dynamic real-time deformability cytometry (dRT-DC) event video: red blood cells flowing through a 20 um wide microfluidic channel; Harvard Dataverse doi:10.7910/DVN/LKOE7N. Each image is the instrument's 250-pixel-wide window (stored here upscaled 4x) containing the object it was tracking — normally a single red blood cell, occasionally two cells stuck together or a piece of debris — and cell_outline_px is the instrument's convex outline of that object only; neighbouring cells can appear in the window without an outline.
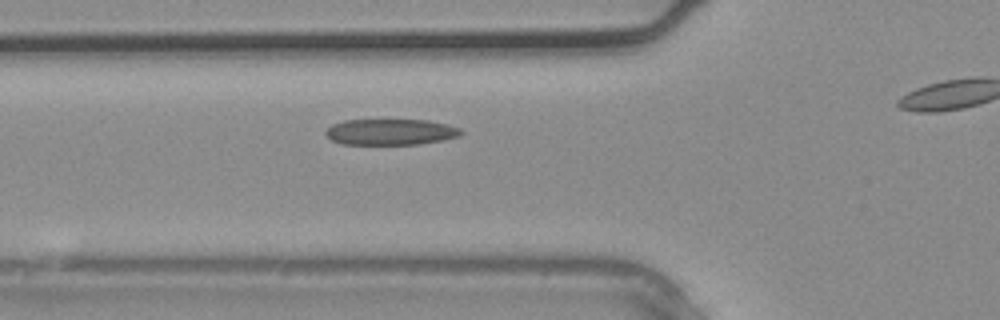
{"species": "common noctule bat (a hibernating species)", "species_latin": "Nyctalus noctula", "temperature_condition": "warm", "stored_images_in_passage": 21, "camera_frame_rate_fps": 3000, "um_per_image_px": 0.085, "animal": {"sex": "male", "body_mass_g": 20.4}, "frame": {"image": 1, "passage_image": 4, "time_ms": 1.0, "image_size_px": [1000, 320], "cell_outline_px": [[464, 132], [460, 136], [444, 140], [416, 144], [340, 144], [332, 140], [324, 132], [332, 124], [344, 120], [428, 120], [448, 124], [460, 128]], "centroid_in_image_um": [33.23, 11.21], "position_along_channel_um": 92.6, "area_um2": 20.58}}